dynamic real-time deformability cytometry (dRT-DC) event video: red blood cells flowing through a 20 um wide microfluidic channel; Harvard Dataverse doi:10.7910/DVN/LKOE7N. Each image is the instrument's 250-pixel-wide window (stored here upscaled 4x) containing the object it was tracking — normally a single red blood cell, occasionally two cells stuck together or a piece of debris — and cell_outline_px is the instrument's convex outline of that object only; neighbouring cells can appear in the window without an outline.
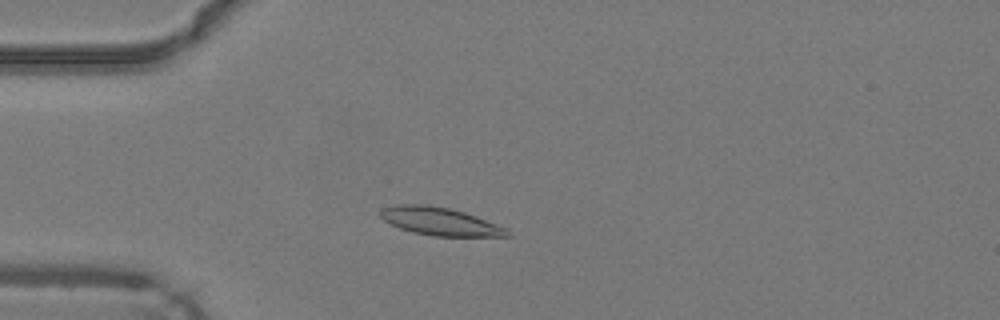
{"species": "common noctule bat (a hibernating species)", "species_latin": "Nyctalus noctula", "temperature_condition": "warm", "stored_images_in_passage": 45, "camera_frame_rate_fps": 3000, "um_per_image_px": 0.085, "animal": {"sex": "male", "body_mass_g": 19.2, "forearm_length_mm": 51.8}, "frame": {"image": 1, "passage_image": 10, "time_ms": 3.0, "image_size_px": [1000, 320], "cell_outline_px": [[512, 236], [432, 236], [412, 232], [400, 228], [384, 220], [380, 216], [380, 208], [396, 204], [428, 204], [448, 208], [464, 212], [476, 216], [508, 228], [512, 232]], "centroid_in_image_um": [37.41, 18.81], "position_along_channel_um": 47.6, "area_um2": 20.81}}
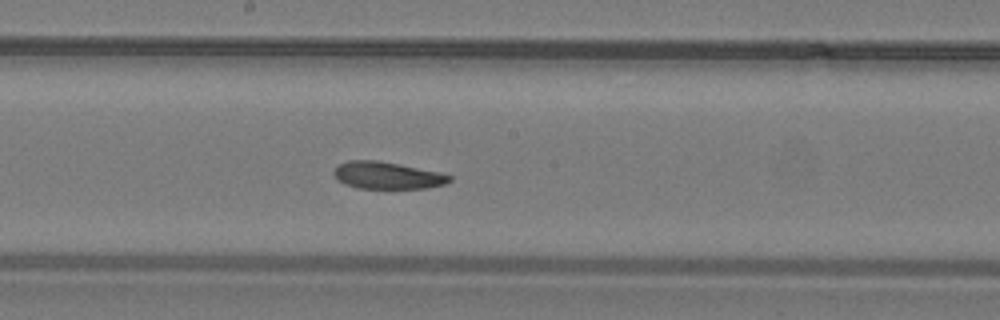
{"frame": {"image": 2, "passage_image": 23, "time_ms": 7.333, "image_size_px": [1000, 320], "cell_outline_px": [[452, 180], [444, 184], [428, 188], [356, 188], [344, 184], [336, 180], [332, 172], [340, 164], [348, 160], [376, 160], [440, 172], [452, 176]], "centroid_in_image_um": [32.89, 14.91], "position_along_channel_um": 215.3, "area_um2": 18.26}}
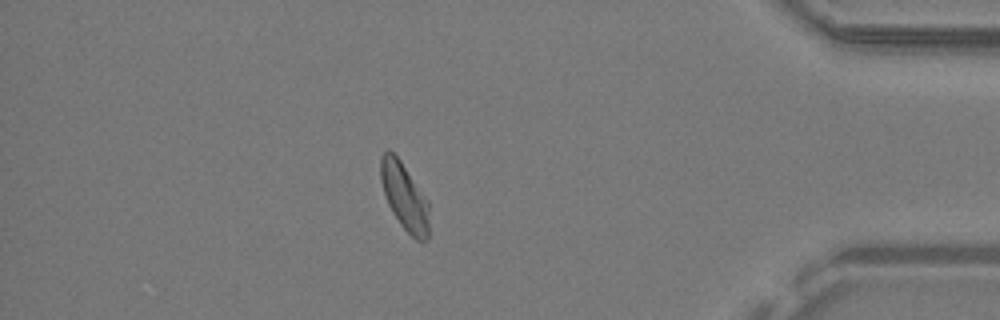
{"frame": {"image": 3, "passage_image": 39, "time_ms": 12.667, "image_size_px": [1000, 320], "cell_outline_px": [[428, 236], [424, 240], [416, 240], [400, 224], [392, 212], [388, 204], [380, 180], [380, 156], [388, 148], [400, 160], [428, 200]], "centroid_in_image_um": [34.35, 16.68], "position_along_channel_um": 400.8, "area_um2": 18.73}, "authors_computed_cell_mechanics": {"area_um2": 19.4786, "velocity_mm_per_s": 4.2433, "shape_relaxation_time_tau1_ms": 4.6031, "shape_relaxation_time_tau2_ms": 5.215, "deformation_change_tau1": 0.14, "deformation_change_tau2": 0.1056}}